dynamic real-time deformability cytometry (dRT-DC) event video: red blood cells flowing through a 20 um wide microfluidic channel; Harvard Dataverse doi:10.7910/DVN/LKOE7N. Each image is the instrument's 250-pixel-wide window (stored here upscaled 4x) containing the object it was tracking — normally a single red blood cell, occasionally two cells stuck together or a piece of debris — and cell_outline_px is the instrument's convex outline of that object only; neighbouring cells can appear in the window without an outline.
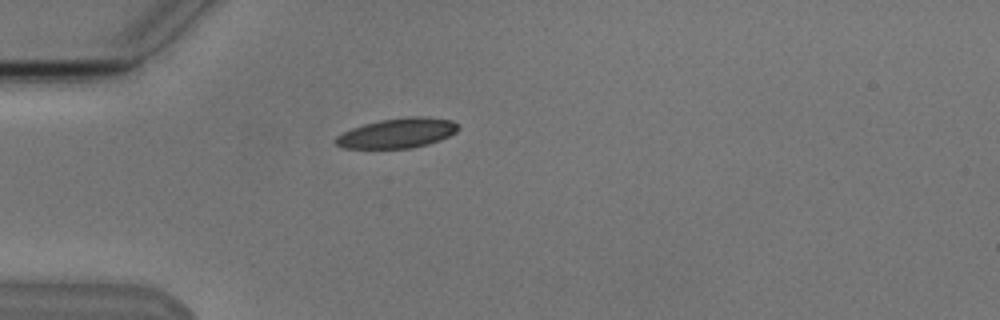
{"species": "Egyptian fruit bat (a non-hibernating species)", "species_latin": "Rousettus aegyptiacus", "temperature_condition": "cold", "stored_images_in_passage": 2, "camera_frame_rate_fps": 3000, "um_per_image_px": 0.085, "animal": {"sex": "male"}, "frame": {"image": 1, "passage_image": 1, "time_ms": 0.0, "image_size_px": [1000, 320], "cell_outline_px": [[460, 128], [456, 132], [440, 140], [428, 144], [412, 148], [344, 148], [336, 144], [336, 136], [352, 128], [364, 124], [380, 120], [408, 116], [424, 116], [452, 120], [460, 124]], "centroid_in_image_um": [33.83, 11.3], "position_along_channel_um": 51.2, "area_um2": 21.33}}